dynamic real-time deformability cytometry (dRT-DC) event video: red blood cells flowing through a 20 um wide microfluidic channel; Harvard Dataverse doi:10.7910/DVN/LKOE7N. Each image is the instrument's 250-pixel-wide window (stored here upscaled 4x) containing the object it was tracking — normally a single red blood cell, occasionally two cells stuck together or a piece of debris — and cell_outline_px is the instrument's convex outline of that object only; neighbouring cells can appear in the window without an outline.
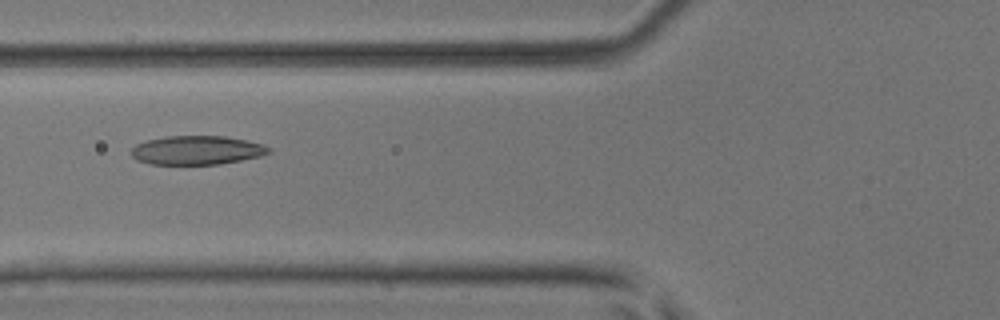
{"species": "common noctule bat (a hibernating species)", "species_latin": "Nyctalus noctula", "temperature_condition": "room temperature", "stored_images_in_passage": 5, "camera_frame_rate_fps": 3000, "um_per_image_px": 0.085, "animal": {"sex": "male", "body_mass_g": 17.9, "forearm_length_mm": 54.2}, "frame": {"image": 1, "passage_image": 4, "time_ms": 1.0, "image_size_px": [1000, 320], "cell_outline_px": [[272, 152], [260, 156], [220, 164], [148, 164], [136, 160], [132, 156], [132, 148], [136, 144], [148, 140], [164, 136], [224, 136], [264, 144], [272, 148]], "centroid_in_image_um": [16.74, 12.77], "position_along_channel_um": 109.1, "area_um2": 23.18}}
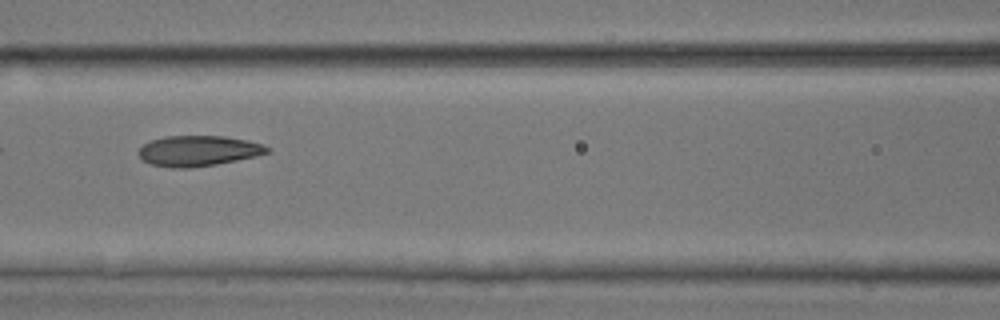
{"frame": {"image": 2, "passage_image": 5, "time_ms": 1.333, "image_size_px": [1000, 320], "cell_outline_px": [[272, 148], [268, 152], [256, 156], [216, 164], [188, 168], [172, 168], [152, 164], [140, 160], [136, 152], [144, 144], [152, 140], [168, 136], [224, 136], [248, 140], [264, 144]], "centroid_in_image_um": [16.85, 12.82], "position_along_channel_um": 149.8, "area_um2": 22.95}}